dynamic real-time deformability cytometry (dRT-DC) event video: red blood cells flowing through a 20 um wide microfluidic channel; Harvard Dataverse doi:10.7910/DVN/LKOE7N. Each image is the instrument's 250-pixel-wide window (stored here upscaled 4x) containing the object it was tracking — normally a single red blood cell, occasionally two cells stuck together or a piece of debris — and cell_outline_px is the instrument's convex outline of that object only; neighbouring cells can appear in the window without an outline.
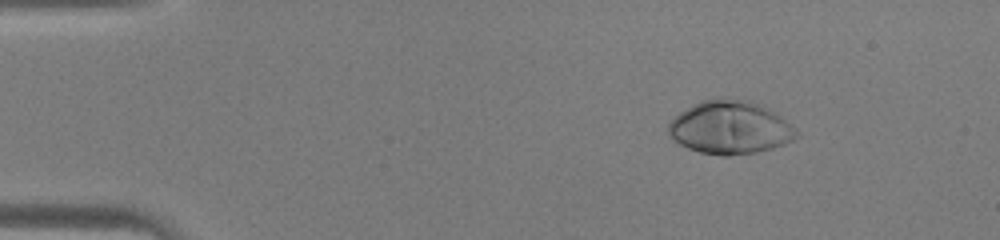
{"species": "human", "species_latin": "Homo sapiens", "temperature_condition": "warm", "stored_images_in_passage": 40, "camera_frame_rate_fps": 3000, "um_per_image_px": 0.085, "donor": {"sex": "male"}, "frame": {"image": 1, "passage_image": 1, "time_ms": 0.0, "image_size_px": [1000, 240], "cell_outline_px": [[800, 136], [784, 144], [772, 148], [756, 152], [728, 156], [720, 156], [700, 152], [688, 148], [680, 144], [668, 132], [668, 124], [680, 112], [692, 104], [700, 100], [720, 96], [724, 96], [752, 100], [768, 108], [780, 116], [796, 128], [800, 132]], "centroid_in_image_um": [62.08, 10.81], "position_along_channel_um": 22.9, "area_um2": 40.17}}
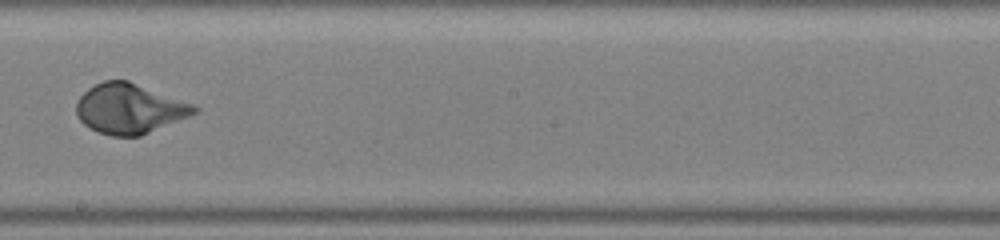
{"frame": {"image": 2, "passage_image": 21, "time_ms": 6.667, "image_size_px": [1000, 240], "cell_outline_px": [[200, 108], [196, 112], [188, 116], [140, 136], [112, 136], [88, 128], [80, 120], [76, 112], [76, 104], [80, 96], [88, 88], [104, 80], [128, 80], [196, 104]], "centroid_in_image_um": [11.01, 9.22], "position_along_channel_um": 237.2, "area_um2": 34.33}}
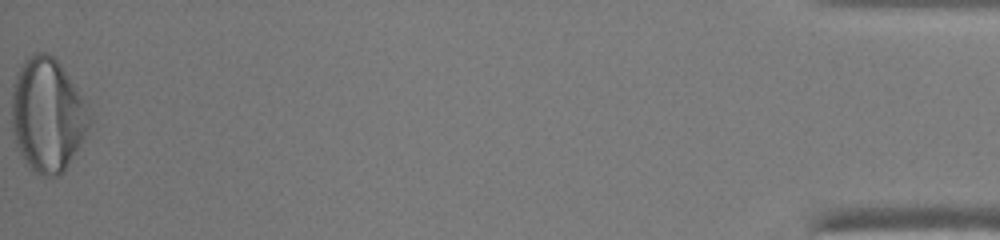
{"frame": {"image": 3, "passage_image": 40, "time_ms": 13.0, "image_size_px": [1000, 240], "cell_outline_px": [[92, 120], [84, 136], [64, 172], [60, 176], [44, 176], [36, 172], [28, 164], [20, 152], [12, 128], [12, 84], [24, 60], [32, 52], [48, 52], [60, 64], [88, 100]], "centroid_in_image_um": [4.07, 9.72], "position_along_channel_um": 431.1, "area_um2": 51.73}}